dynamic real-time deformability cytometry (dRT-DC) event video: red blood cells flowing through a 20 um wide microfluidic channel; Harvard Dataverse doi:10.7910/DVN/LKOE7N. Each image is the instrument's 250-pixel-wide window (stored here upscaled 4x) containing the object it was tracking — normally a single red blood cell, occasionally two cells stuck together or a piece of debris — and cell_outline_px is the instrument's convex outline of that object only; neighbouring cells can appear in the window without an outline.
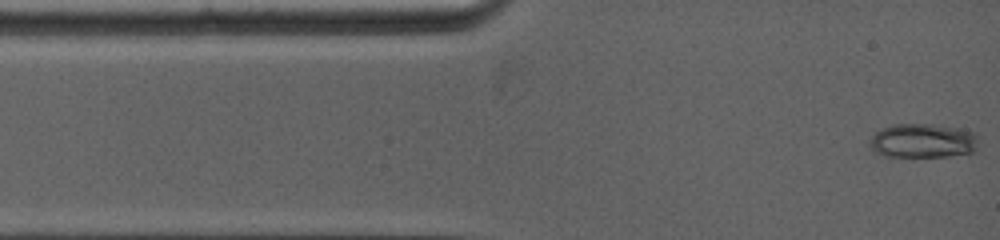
{"species": "common noctule bat (a hibernating species)", "species_latin": "Nyctalus noctula", "temperature_condition": "warm", "stored_images_in_passage": 18, "camera_frame_rate_fps": 5000, "um_per_image_px": 0.085, "animal": {"sex": "female", "body_mass_g": 19.0, "forearm_length_mm": 53.3}, "frame": {"image": 1, "passage_image": 1, "time_ms": 0.0, "image_size_px": [1000, 240], "cell_outline_px": [[976, 152], [948, 156], [888, 156], [876, 152], [872, 148], [868, 140], [876, 132], [892, 124], [932, 124], [956, 128], [972, 132], [976, 136]], "centroid_in_image_um": [78.43, 11.96], "position_along_channel_um": 6.6, "area_um2": 21.39}}
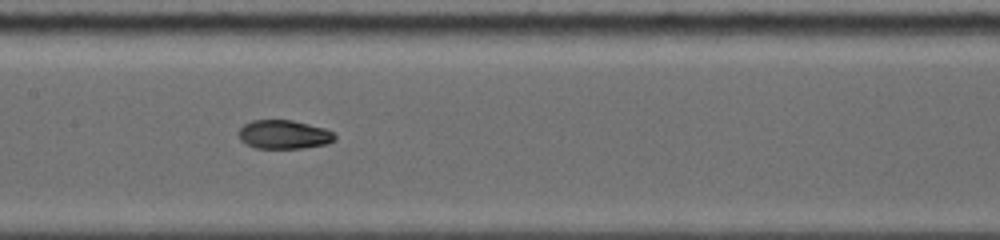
{"frame": {"image": 2, "passage_image": 12, "time_ms": 5.6, "image_size_px": [1000, 240], "cell_outline_px": [[336, 140], [328, 144], [304, 148], [256, 148], [240, 140], [240, 128], [244, 124], [252, 120], [292, 120], [324, 128], [332, 132], [336, 136]], "centroid_in_image_um": [24.17, 11.43], "position_along_channel_um": 183.2, "area_um2": 16.07}}
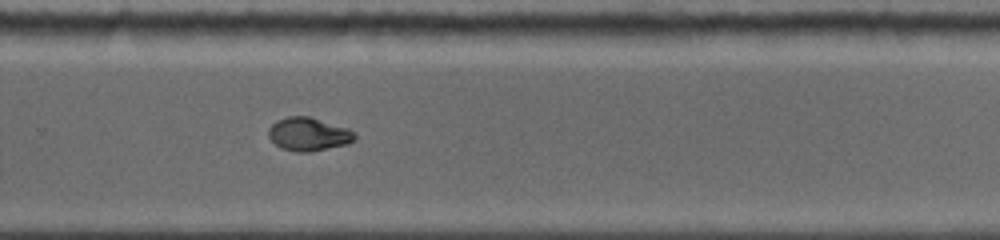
{"frame": {"image": 3, "passage_image": 18, "time_ms": 8.6, "image_size_px": [1000, 240], "cell_outline_px": [[356, 140], [348, 144], [308, 152], [296, 152], [280, 148], [268, 136], [268, 128], [276, 120], [288, 116], [308, 116], [348, 128], [356, 136]], "centroid_in_image_um": [26.21, 11.4], "position_along_channel_um": 303.6, "area_um2": 16.76}}